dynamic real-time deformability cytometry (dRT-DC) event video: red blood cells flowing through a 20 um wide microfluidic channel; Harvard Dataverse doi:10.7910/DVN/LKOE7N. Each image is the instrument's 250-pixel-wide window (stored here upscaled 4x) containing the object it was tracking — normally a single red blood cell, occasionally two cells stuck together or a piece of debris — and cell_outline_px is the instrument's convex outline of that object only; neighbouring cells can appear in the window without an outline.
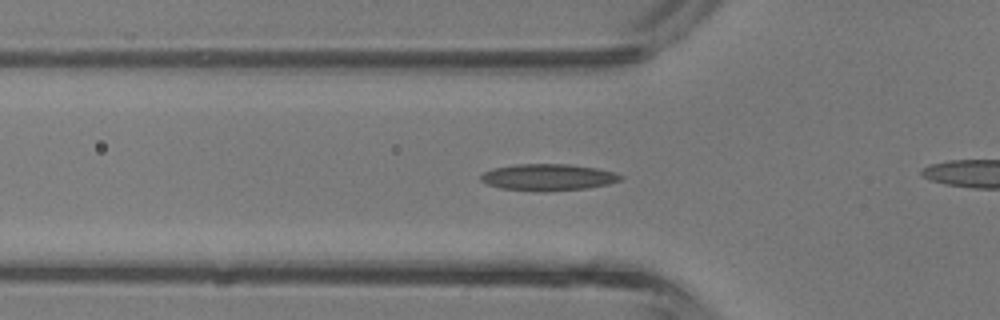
{"species": "common noctule bat (a hibernating species)", "species_latin": "Nyctalus noctula", "temperature_condition": "room temperature", "stored_images_in_passage": 34, "camera_frame_rate_fps": 3000, "um_per_image_px": 0.085, "animal": {"sex": "male", "body_mass_g": 13.3}, "frame": {"image": 1, "passage_image": 14, "time_ms": 4.333, "image_size_px": [1000, 320], "cell_outline_px": [[624, 180], [608, 184], [584, 188], [540, 192], [500, 188], [488, 184], [480, 180], [480, 176], [484, 172], [492, 168], [516, 164], [568, 164], [596, 168], [612, 172], [624, 176]], "centroid_in_image_um": [46.57, 15.06], "position_along_channel_um": 79.2, "area_um2": 21.68}}
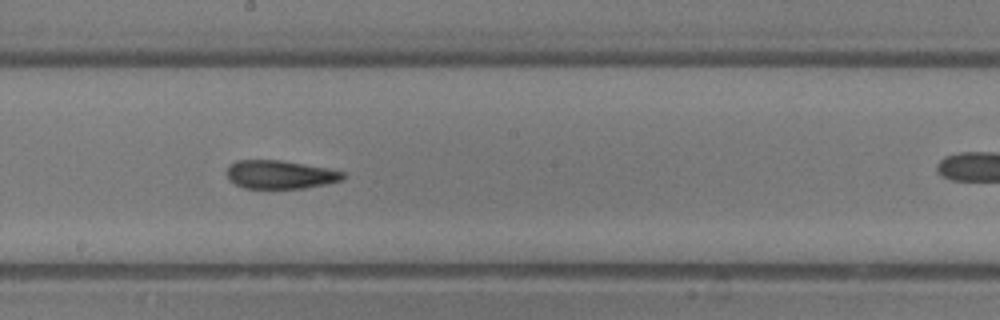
{"frame": {"image": 2, "passage_image": 23, "time_ms": 7.333, "image_size_px": [1000, 320], "cell_outline_px": [[344, 176], [340, 180], [328, 184], [304, 188], [244, 188], [228, 180], [224, 172], [228, 164], [236, 160], [280, 160], [328, 168], [344, 172]], "centroid_in_image_um": [23.74, 14.83], "position_along_channel_um": 224.5, "area_um2": 19.42}}
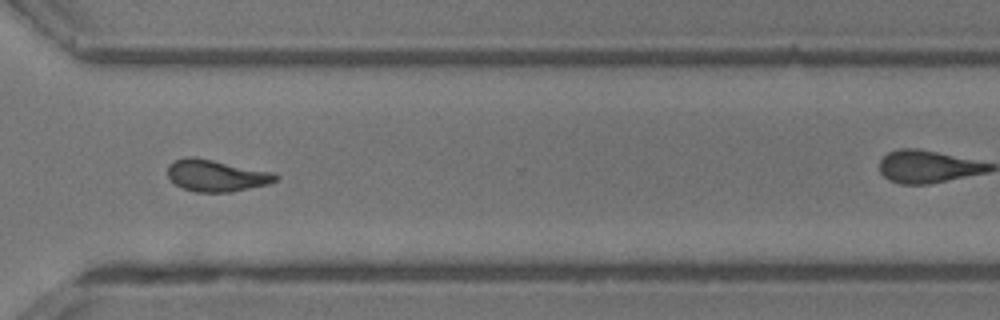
{"frame": {"image": 3, "passage_image": 31, "time_ms": 10.0, "image_size_px": [1000, 320], "cell_outline_px": [[280, 176], [276, 180], [268, 184], [232, 192], [196, 192], [184, 188], [176, 184], [168, 176], [168, 164], [172, 160], [184, 156], [192, 156], [272, 172]], "centroid_in_image_um": [18.36, 14.92], "position_along_channel_um": 352.2, "area_um2": 19.88}}